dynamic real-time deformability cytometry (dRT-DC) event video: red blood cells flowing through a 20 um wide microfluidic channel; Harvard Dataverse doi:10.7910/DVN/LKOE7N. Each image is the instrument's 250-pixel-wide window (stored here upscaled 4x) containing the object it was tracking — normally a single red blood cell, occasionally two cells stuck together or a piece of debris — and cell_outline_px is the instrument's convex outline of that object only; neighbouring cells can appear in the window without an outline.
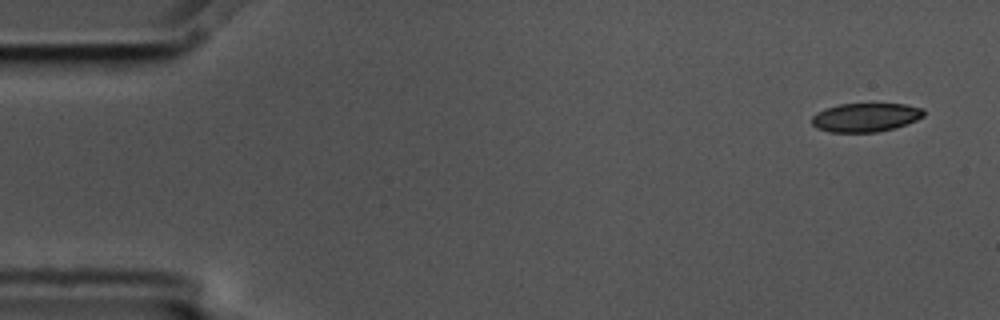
{"species": "common noctule bat (a hibernating species)", "species_latin": "Nyctalus noctula", "temperature_condition": "cold", "stored_images_in_passage": 6, "camera_frame_rate_fps": 3000, "um_per_image_px": 0.085, "animal": {"sex": "male", "body_mass_g": 17.5, "forearm_length_mm": 52.3}, "frame": {"image": 1, "passage_image": 1, "time_ms": 0.0, "image_size_px": [1000, 320], "cell_outline_px": [[924, 116], [916, 120], [896, 128], [876, 132], [828, 132], [816, 128], [812, 124], [812, 116], [816, 112], [840, 104], [904, 104], [924, 108]], "centroid_in_image_um": [73.58, 9.98], "position_along_channel_um": 11.4, "area_um2": 18.79}}
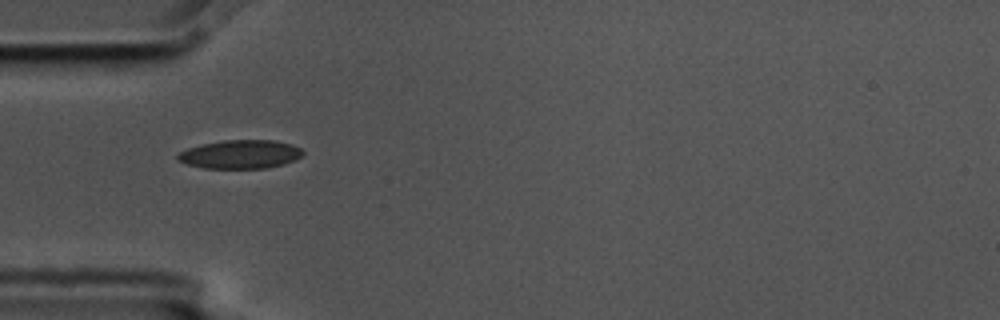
{"frame": {"image": 2, "passage_image": 5, "time_ms": 1.333, "image_size_px": [1000, 320], "cell_outline_px": [[304, 152], [296, 160], [284, 164], [264, 168], [204, 168], [188, 164], [176, 160], [176, 156], [180, 152], [188, 148], [204, 144], [224, 140], [272, 140], [292, 144], [300, 148]], "centroid_in_image_um": [20.44, 13.11], "position_along_channel_um": 64.6, "area_um2": 20.75}}